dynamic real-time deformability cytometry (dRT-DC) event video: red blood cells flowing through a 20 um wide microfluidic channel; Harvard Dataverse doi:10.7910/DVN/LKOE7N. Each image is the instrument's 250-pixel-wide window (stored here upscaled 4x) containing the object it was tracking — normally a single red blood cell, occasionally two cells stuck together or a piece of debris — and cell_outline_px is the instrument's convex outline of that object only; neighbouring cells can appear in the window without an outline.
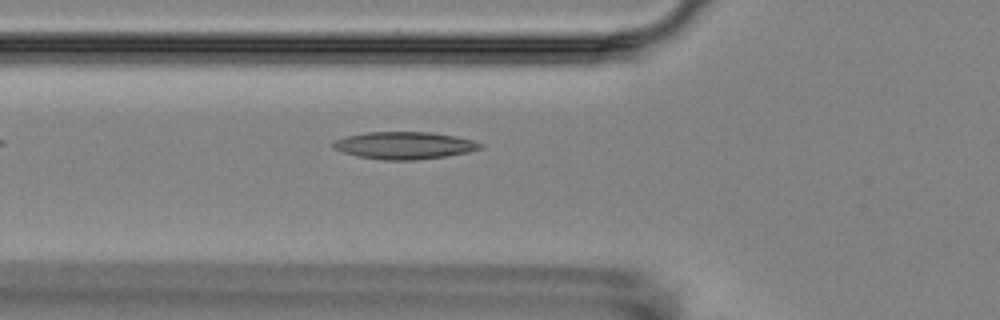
{"species": "Egyptian fruit bat (a non-hibernating species)", "species_latin": "Rousettus aegyptiacus", "temperature_condition": "room temperature", "stored_images_in_passage": 7, "camera_frame_rate_fps": 3000, "um_per_image_px": 0.085, "animal": {"sex": "female"}, "frame": {"image": 1, "passage_image": 7, "time_ms": 8.0, "image_size_px": [1000, 320], "cell_outline_px": [[484, 148], [468, 152], [448, 156], [416, 160], [384, 160], [356, 156], [332, 148], [332, 140], [364, 132], [432, 132], [456, 136], [472, 140], [484, 144]], "centroid_in_image_um": [34.38, 12.36], "position_along_channel_um": 91.4, "area_um2": 23.64}}